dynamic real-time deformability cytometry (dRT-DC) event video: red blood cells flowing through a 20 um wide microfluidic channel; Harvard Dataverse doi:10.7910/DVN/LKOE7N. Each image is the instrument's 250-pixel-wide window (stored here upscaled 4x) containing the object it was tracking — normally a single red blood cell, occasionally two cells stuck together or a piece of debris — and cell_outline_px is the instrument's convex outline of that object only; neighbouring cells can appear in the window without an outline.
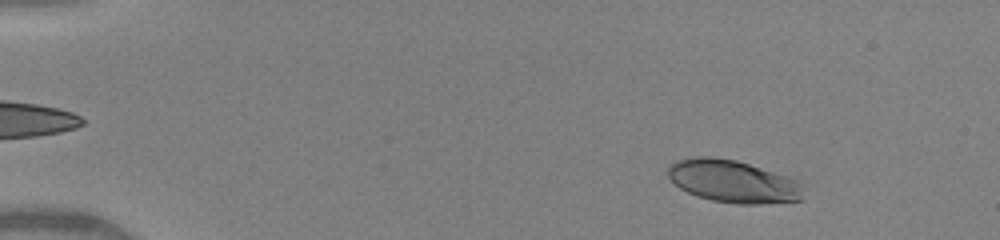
{"species": "human", "species_latin": "Homo sapiens", "temperature_condition": "warm", "stored_images_in_passage": 33, "camera_frame_rate_fps": 3000, "um_per_image_px": 0.085, "donor": {"sex": "female"}, "frame": {"image": 1, "passage_image": 4, "time_ms": 1.333, "image_size_px": [1000, 240], "cell_outline_px": [[804, 200], [760, 204], [736, 204], [712, 200], [696, 196], [680, 188], [668, 176], [668, 168], [676, 160], [696, 156], [712, 156], [736, 160], [796, 180], [800, 184]], "centroid_in_image_um": [62.28, 15.42], "position_along_channel_um": 22.7, "area_um2": 33.23}}
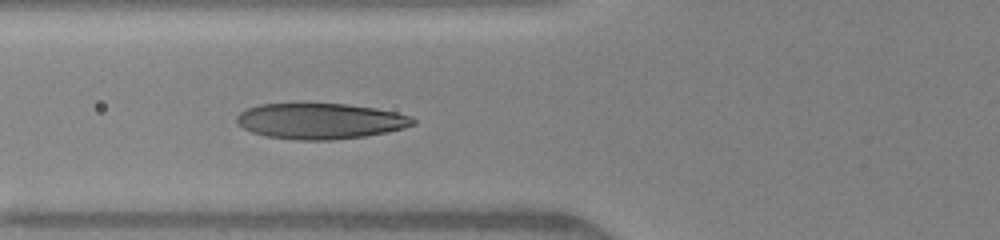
{"frame": {"image": 2, "passage_image": 14, "time_ms": 5.667, "image_size_px": [1000, 240], "cell_outline_px": [[416, 124], [404, 128], [388, 132], [364, 136], [332, 140], [296, 140], [264, 136], [252, 132], [236, 124], [236, 116], [240, 112], [248, 108], [260, 104], [348, 104], [376, 108], [396, 112], [412, 116], [416, 120]], "centroid_in_image_um": [27.24, 10.3], "position_along_channel_um": 98.6, "area_um2": 36.93}}
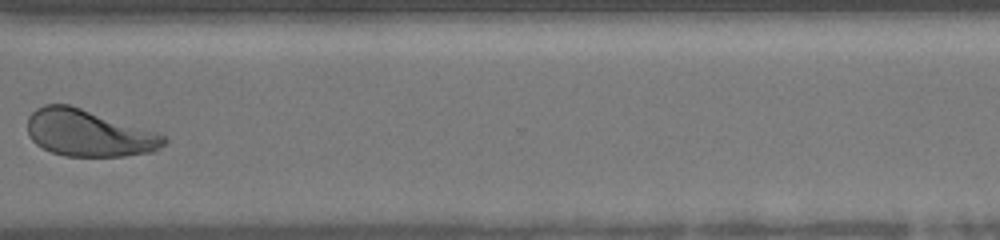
{"frame": {"image": 3, "passage_image": 28, "time_ms": 12.0, "image_size_px": [1000, 240], "cell_outline_px": [[168, 140], [160, 148], [152, 152], [124, 156], [64, 156], [52, 152], [36, 144], [32, 140], [28, 132], [28, 116], [36, 108], [44, 104], [68, 104], [156, 132], [168, 136]], "centroid_in_image_um": [7.54, 11.32], "position_along_channel_um": 363.1, "area_um2": 36.99}, "authors_computed_cell_mechanics": {"area_um2": 36.8186, "velocity_mm_per_s": 4.1719, "shape_relaxation_time_tau1_ms": 2.5449, "shape_relaxation_time_tau2_ms": null, "deformation_change_tau1": 0.1473, "deformation_change_tau2": null}}